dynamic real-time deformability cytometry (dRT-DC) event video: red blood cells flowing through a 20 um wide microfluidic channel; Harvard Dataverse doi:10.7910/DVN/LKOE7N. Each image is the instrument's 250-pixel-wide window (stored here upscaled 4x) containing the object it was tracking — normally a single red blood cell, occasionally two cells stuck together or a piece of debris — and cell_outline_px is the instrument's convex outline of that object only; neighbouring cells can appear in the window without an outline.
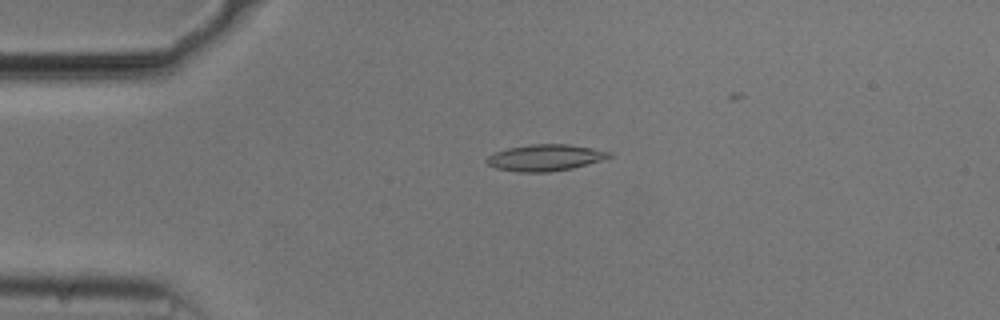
{"species": "common noctule bat (a hibernating species)", "species_latin": "Nyctalus noctula", "temperature_condition": "cold", "stored_images_in_passage": 24, "camera_frame_rate_fps": 3000, "um_per_image_px": 0.085, "animal": {"sex": "male", "body_mass_g": 20.5, "forearm_length_mm": 52.5}, "frame": {"image": 1, "passage_image": 6, "time_ms": 1.667, "image_size_px": [1000, 320], "cell_outline_px": [[612, 156], [600, 160], [572, 168], [548, 172], [520, 172], [496, 168], [488, 164], [484, 160], [488, 156], [496, 152], [508, 148], [528, 144], [568, 144], [592, 148], [612, 152]], "centroid_in_image_um": [46.32, 13.39], "position_along_channel_um": 38.7, "area_um2": 18.73}}
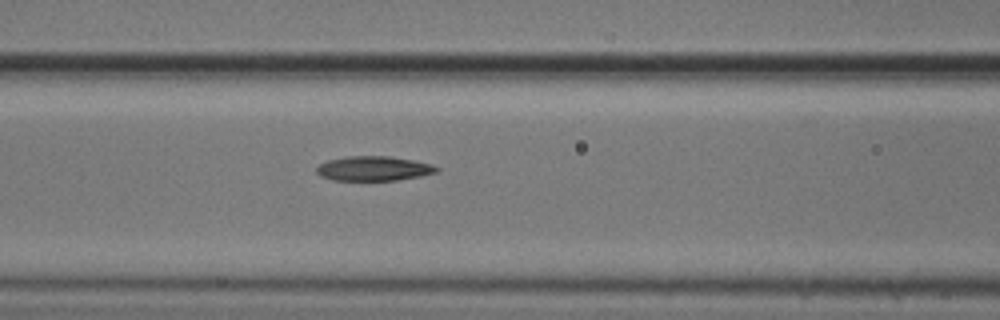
{"frame": {"image": 2, "passage_image": 16, "time_ms": 5.0, "image_size_px": [1000, 320], "cell_outline_px": [[440, 168], [436, 172], [420, 176], [396, 180], [332, 180], [320, 176], [316, 172], [316, 168], [320, 164], [328, 160], [348, 156], [388, 156], [412, 160], [432, 164]], "centroid_in_image_um": [31.74, 14.32], "position_along_channel_um": 134.9, "area_um2": 17.11}}
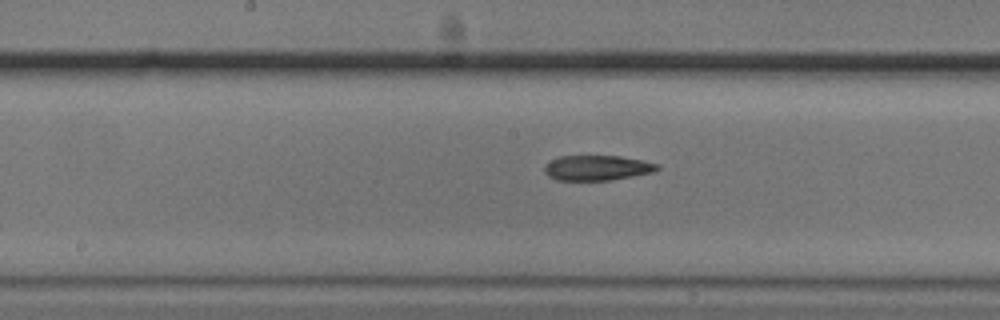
{"frame": {"image": 3, "passage_image": 21, "time_ms": 6.667, "image_size_px": [1000, 320], "cell_outline_px": [[660, 168], [652, 172], [632, 176], [608, 180], [556, 180], [548, 176], [544, 172], [544, 164], [560, 156], [620, 156], [644, 160], [660, 164]], "centroid_in_image_um": [50.75, 14.26], "position_along_channel_um": 197.5, "area_um2": 16.53}}